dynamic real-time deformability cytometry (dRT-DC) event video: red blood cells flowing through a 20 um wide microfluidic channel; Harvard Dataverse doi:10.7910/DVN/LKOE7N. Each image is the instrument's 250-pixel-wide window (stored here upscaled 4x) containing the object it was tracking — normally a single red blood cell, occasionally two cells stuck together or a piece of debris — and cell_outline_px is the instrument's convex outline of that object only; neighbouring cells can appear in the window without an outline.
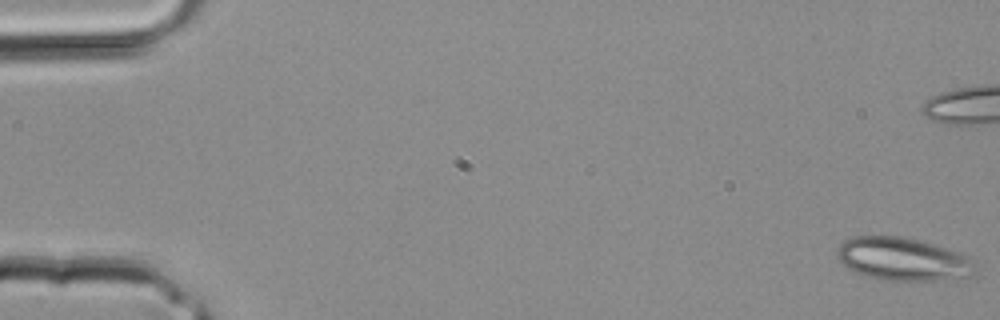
{"species": "common noctule bat (a hibernating species)", "species_latin": "Nyctalus noctula", "temperature_condition": "room temperature", "stored_images_in_passage": 5, "camera_frame_rate_fps": 3000, "um_per_image_px": 0.085, "animal": {"sex": "male", "body_mass_g": 20.4}, "frame": {"image": 1, "passage_image": 1, "time_ms": 0.0, "image_size_px": [1000, 320], "cell_outline_px": [[980, 276], [932, 280], [876, 280], [856, 272], [848, 268], [836, 256], [836, 248], [844, 240], [852, 236], [904, 236], [948, 248], [968, 256], [976, 260]], "centroid_in_image_um": [76.82, 22.03], "position_along_channel_um": 8.2, "area_um2": 35.37}}
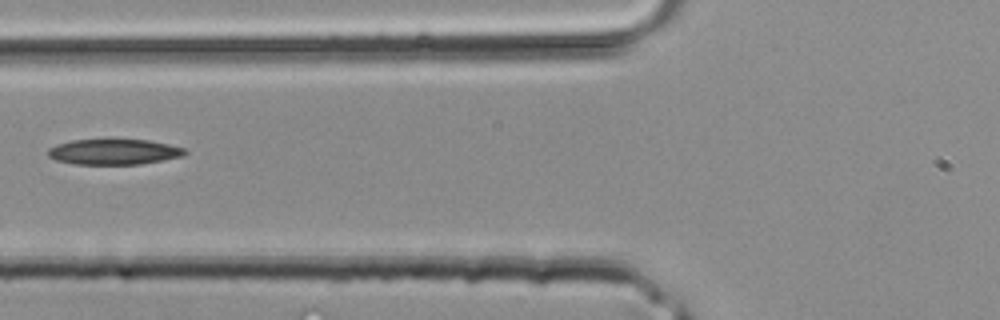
{"frame": {"image": 2, "passage_image": 5, "time_ms": 1.333, "image_size_px": [1000, 320], "cell_outline_px": [[188, 152], [184, 156], [164, 160], [140, 164], [72, 164], [56, 160], [48, 156], [48, 148], [56, 144], [72, 140], [148, 140], [168, 144], [184, 148]], "centroid_in_image_um": [9.68, 12.91], "position_along_channel_um": 116.1, "area_um2": 20.35}}